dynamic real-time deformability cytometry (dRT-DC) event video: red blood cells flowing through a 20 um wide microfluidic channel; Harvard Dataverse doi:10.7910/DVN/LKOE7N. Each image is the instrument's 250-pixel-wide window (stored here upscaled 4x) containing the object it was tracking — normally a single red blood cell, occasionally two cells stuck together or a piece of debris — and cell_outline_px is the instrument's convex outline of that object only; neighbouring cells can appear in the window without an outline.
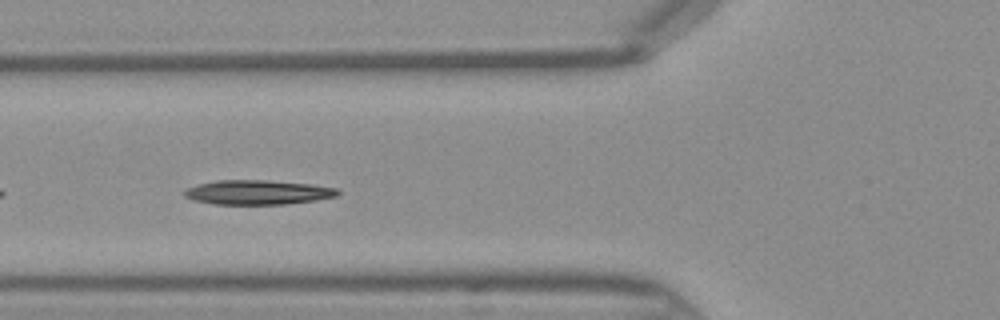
{"species": "Egyptian fruit bat (a non-hibernating species)", "species_latin": "Rousettus aegyptiacus", "temperature_condition": "warm", "stored_images_in_passage": 33, "camera_frame_rate_fps": 3000, "um_per_image_px": 0.085, "frame": {"image": 1, "passage_image": 4, "time_ms": 1.0, "image_size_px": [1000, 320], "cell_outline_px": [[340, 192], [336, 196], [316, 200], [284, 204], [212, 204], [192, 200], [184, 196], [184, 188], [196, 184], [216, 180], [264, 180], [312, 184], [336, 188]], "centroid_in_image_um": [21.84, 16.34], "position_along_channel_um": 104.0, "area_um2": 21.96}}
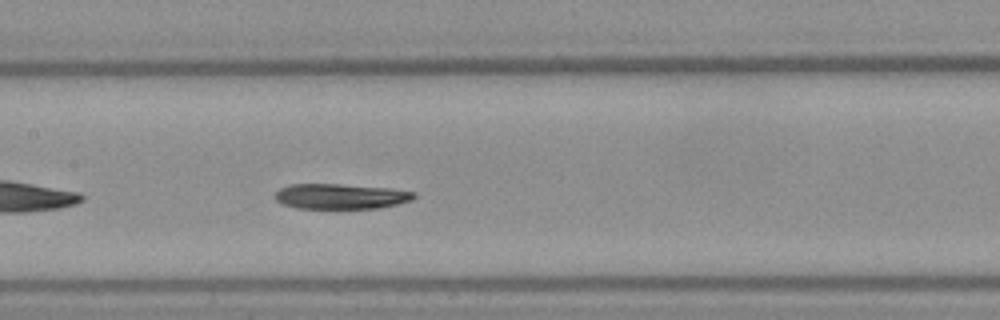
{"frame": {"image": 2, "passage_image": 9, "time_ms": 2.667, "image_size_px": [1000, 320], "cell_outline_px": [[416, 196], [412, 200], [380, 208], [296, 208], [280, 204], [276, 200], [276, 192], [280, 188], [292, 184], [340, 184], [388, 188], [416, 192]], "centroid_in_image_um": [28.95, 16.69], "position_along_channel_um": 178.4, "area_um2": 20.4}}
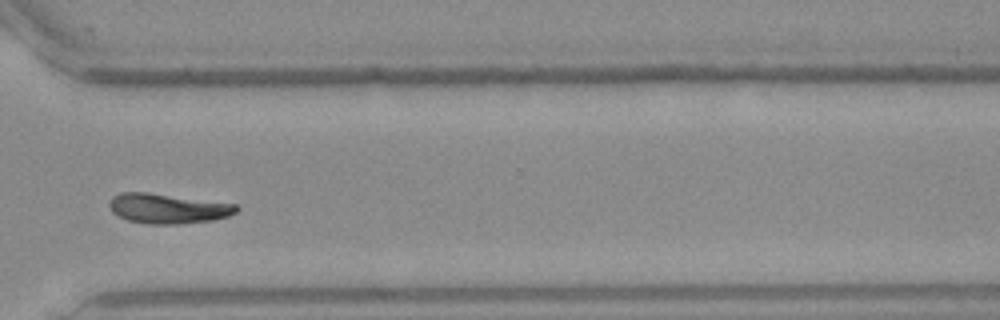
{"frame": {"image": 3, "passage_image": 21, "time_ms": 6.667, "image_size_px": [1000, 320], "cell_outline_px": [[240, 208], [236, 212], [228, 216], [212, 220], [180, 224], [148, 224], [128, 220], [112, 212], [108, 204], [112, 196], [120, 192], [148, 192], [236, 204]], "centroid_in_image_um": [14.25, 17.72], "position_along_channel_um": 356.4, "area_um2": 22.14}}